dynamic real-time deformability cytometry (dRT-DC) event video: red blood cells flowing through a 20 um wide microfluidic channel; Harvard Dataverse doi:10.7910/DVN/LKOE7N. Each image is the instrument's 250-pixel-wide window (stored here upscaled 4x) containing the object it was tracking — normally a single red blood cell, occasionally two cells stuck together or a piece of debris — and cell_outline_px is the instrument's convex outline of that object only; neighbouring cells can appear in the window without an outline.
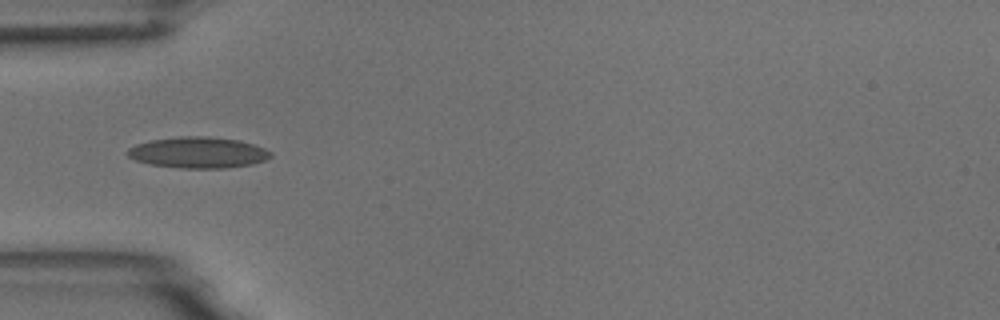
{"species": "common noctule bat (a hibernating species)", "species_latin": "Nyctalus noctula", "temperature_condition": "room temperature", "stored_images_in_passage": 5, "camera_frame_rate_fps": 3000, "um_per_image_px": 0.085, "animal": {"sex": "male", "body_mass_g": 18.8}, "frame": {"image": 1, "passage_image": 4, "time_ms": 3.667, "image_size_px": [1000, 320], "cell_outline_px": [[272, 156], [268, 160], [252, 164], [228, 168], [180, 168], [152, 164], [136, 160], [128, 156], [128, 148], [136, 144], [152, 140], [180, 136], [208, 136], [240, 140], [264, 148], [272, 152]], "centroid_in_image_um": [16.89, 12.96], "position_along_channel_um": 68.1, "area_um2": 25.95}}